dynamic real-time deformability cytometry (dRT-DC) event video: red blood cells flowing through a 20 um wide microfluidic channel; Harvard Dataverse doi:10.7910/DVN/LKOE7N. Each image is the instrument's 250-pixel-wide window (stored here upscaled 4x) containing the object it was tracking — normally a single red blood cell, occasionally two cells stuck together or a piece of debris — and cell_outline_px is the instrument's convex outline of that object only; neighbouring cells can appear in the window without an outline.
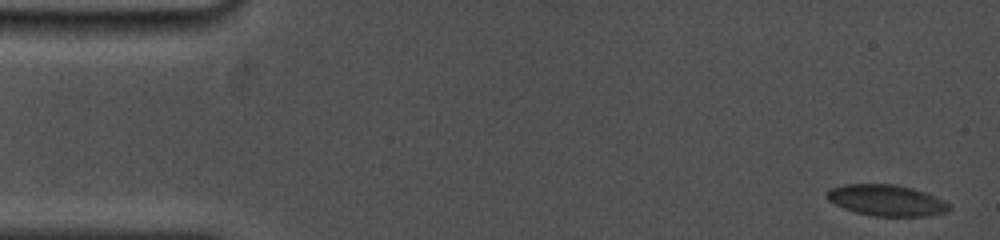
{"species": "common noctule bat (a hibernating species)", "species_latin": "Nyctalus noctula", "temperature_condition": "cold", "stored_images_in_passage": 8, "camera_frame_rate_fps": 5000, "um_per_image_px": 0.085, "animal": {"sex": "female", "body_mass_g": 19.0, "forearm_length_mm": 53.3}, "frame": {"image": 1, "passage_image": 1, "time_ms": 0.0, "image_size_px": [1000, 240], "cell_outline_px": [[952, 208], [948, 212], [928, 216], [872, 216], [856, 212], [844, 208], [828, 200], [828, 188], [844, 184], [896, 184], [928, 192], [944, 200]], "centroid_in_image_um": [75.4, 17.02], "position_along_channel_um": 9.6, "area_um2": 22.37}}
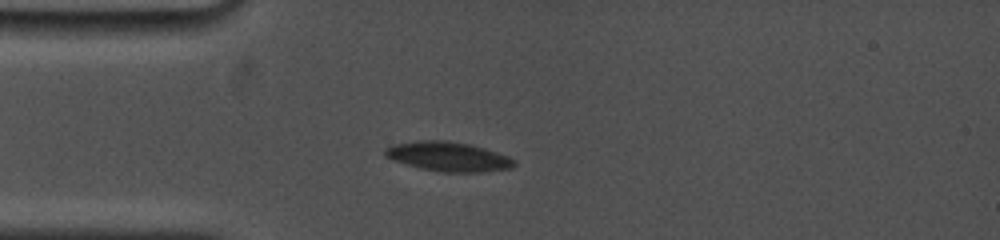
{"frame": {"image": 2, "passage_image": 7, "time_ms": 4.0, "image_size_px": [1000, 240], "cell_outline_px": [[516, 164], [512, 168], [480, 172], [440, 172], [420, 168], [392, 160], [384, 156], [384, 148], [392, 144], [420, 140], [444, 140], [468, 144], [484, 148], [508, 156], [516, 160]], "centroid_in_image_um": [38.07, 13.31], "position_along_channel_um": 46.9, "area_um2": 22.25}}